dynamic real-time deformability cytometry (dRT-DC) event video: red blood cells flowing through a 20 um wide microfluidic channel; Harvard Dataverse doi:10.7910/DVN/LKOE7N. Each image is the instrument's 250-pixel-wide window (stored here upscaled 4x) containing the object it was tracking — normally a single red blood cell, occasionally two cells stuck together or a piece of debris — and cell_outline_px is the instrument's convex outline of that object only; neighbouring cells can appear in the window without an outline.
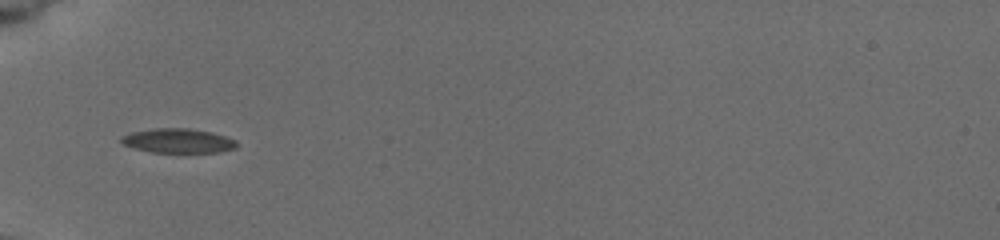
{"species": "common noctule bat (a hibernating species)", "species_latin": "Nyctalus noctula", "temperature_condition": "cold", "stored_images_in_passage": 19, "segment_of_instrument_passage": [2, 2], "camera_frame_rate_fps": 3000, "um_per_image_px": 0.085, "animal": {"sex": "female", "body_mass_g": 19.5, "forearm_length_mm": 54.1}, "frame": {"image": 1, "passage_image": 18, "time_ms": 7.0, "image_size_px": [1000, 240], "cell_outline_px": [[236, 148], [216, 152], [152, 152], [132, 148], [124, 144], [120, 140], [120, 136], [132, 132], [156, 128], [188, 128], [212, 132], [236, 140]], "centroid_in_image_um": [15.11, 11.96], "position_along_channel_um": 69.9, "area_um2": 16.3}}